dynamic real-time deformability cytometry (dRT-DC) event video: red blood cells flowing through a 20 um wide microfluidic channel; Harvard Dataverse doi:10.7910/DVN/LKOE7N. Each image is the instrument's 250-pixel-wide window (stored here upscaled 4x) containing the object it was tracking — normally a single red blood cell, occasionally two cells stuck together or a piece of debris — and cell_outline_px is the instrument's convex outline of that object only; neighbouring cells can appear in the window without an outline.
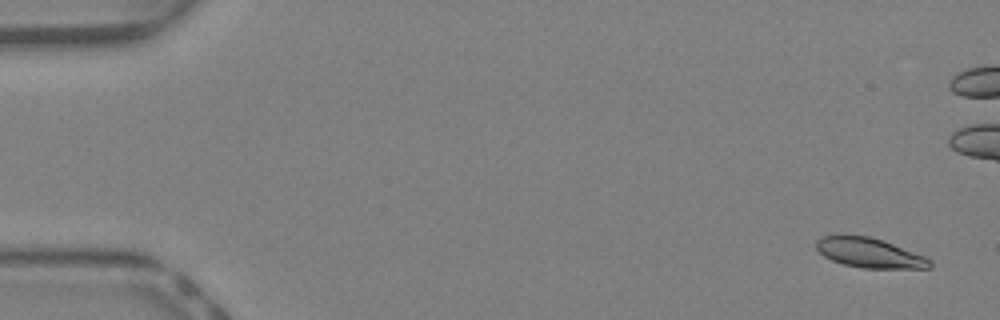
{"species": "Egyptian fruit bat (a non-hibernating species)", "species_latin": "Rousettus aegyptiacus", "temperature_condition": "warm", "stored_images_in_passage": 43, "camera_frame_rate_fps": 3000, "um_per_image_px": 0.085, "animal": {"sex": "female"}, "frame": {"image": 1, "passage_image": 2, "time_ms": 0.333, "image_size_px": [1000, 320], "cell_outline_px": [[932, 268], [864, 268], [844, 264], [832, 260], [824, 256], [816, 248], [816, 240], [820, 236], [868, 236], [892, 244], [924, 256], [932, 260]], "centroid_in_image_um": [73.91, 21.51], "position_along_channel_um": 11.1, "area_um2": 19.25}}
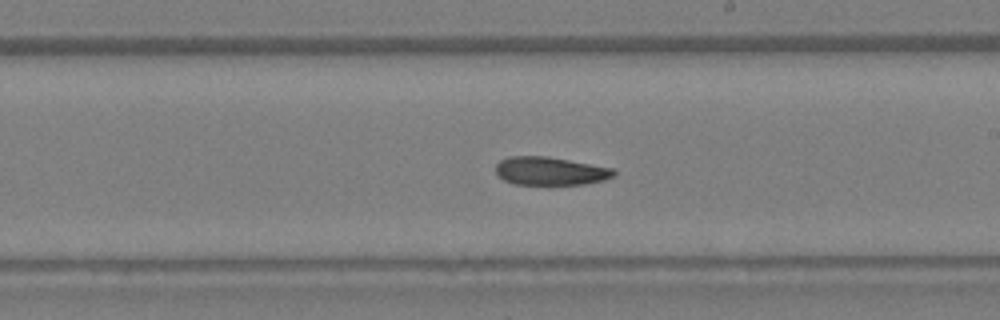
{"frame": {"image": 2, "passage_image": 25, "time_ms": 8.0, "image_size_px": [1000, 320], "cell_outline_px": [[616, 176], [604, 180], [584, 184], [516, 184], [504, 180], [496, 172], [496, 164], [500, 160], [508, 156], [548, 156], [612, 168], [616, 172]], "centroid_in_image_um": [46.78, 14.53], "position_along_channel_um": 242.2, "area_um2": 19.36}}
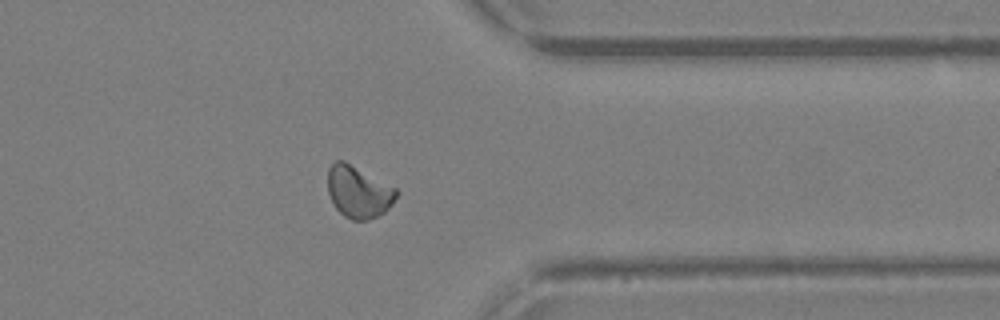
{"frame": {"image": 3, "passage_image": 34, "time_ms": 11.0, "image_size_px": [1000, 320], "cell_outline_px": [[400, 192], [392, 204], [384, 212], [368, 220], [352, 220], [344, 216], [332, 204], [328, 192], [328, 168], [336, 160], [344, 160], [396, 188]], "centroid_in_image_um": [30.46, 16.31], "position_along_channel_um": 380.9, "area_um2": 20.81}, "authors_computed_cell_mechanics": {"area_um2": 20.4612, "velocity_mm_per_s": 4.8643, "shape_relaxation_time_tau1_ms": null, "shape_relaxation_time_tau2_ms": 7.038, "deformation_change_tau1": null, "deformation_change_tau2": 0.1342}}